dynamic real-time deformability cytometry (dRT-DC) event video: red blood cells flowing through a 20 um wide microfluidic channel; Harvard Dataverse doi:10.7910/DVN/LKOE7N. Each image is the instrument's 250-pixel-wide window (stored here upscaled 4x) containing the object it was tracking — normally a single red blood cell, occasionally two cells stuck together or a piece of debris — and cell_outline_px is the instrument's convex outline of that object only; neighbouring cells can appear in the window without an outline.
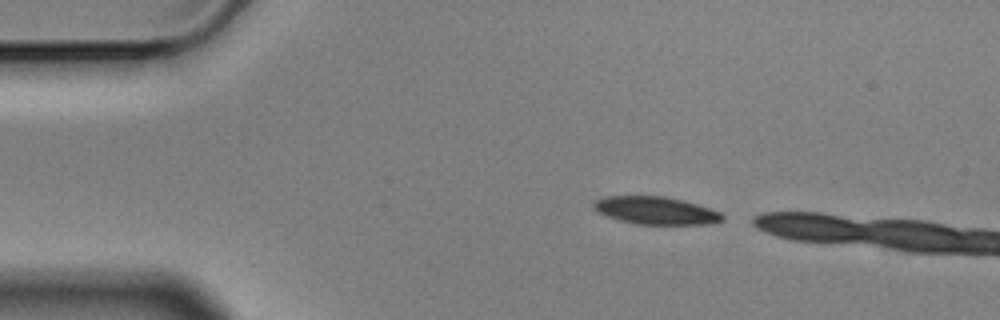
{"species": "Egyptian fruit bat (a non-hibernating species)", "species_latin": "Rousettus aegyptiacus", "temperature_condition": "cold", "stored_images_in_passage": 3, "camera_frame_rate_fps": 3000, "um_per_image_px": 0.085, "animal": {"sex": "male"}, "frame": {"image": 1, "passage_image": 1, "time_ms": 0.0, "image_size_px": [1000, 320], "cell_outline_px": [[724, 220], [708, 224], [636, 224], [620, 220], [608, 216], [592, 208], [592, 204], [596, 200], [604, 196], [664, 196], [684, 200], [720, 212], [724, 216]], "centroid_in_image_um": [55.74, 17.89], "position_along_channel_um": 29.3, "area_um2": 20.63}}